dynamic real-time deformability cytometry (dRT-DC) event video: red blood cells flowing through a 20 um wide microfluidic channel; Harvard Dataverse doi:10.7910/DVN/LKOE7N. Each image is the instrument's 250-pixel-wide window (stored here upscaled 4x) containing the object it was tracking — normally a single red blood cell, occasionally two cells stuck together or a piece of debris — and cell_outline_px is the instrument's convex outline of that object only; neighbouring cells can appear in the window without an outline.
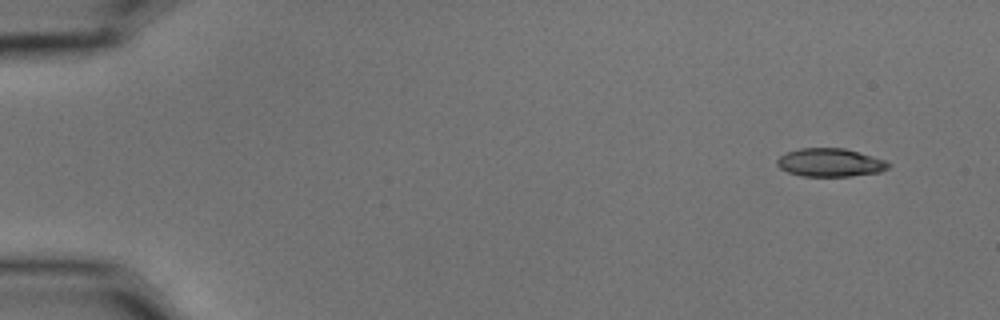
{"species": "common noctule bat (a hibernating species)", "species_latin": "Nyctalus noctula", "temperature_condition": "cold", "stored_images_in_passage": 5, "camera_frame_rate_fps": 3000, "um_per_image_px": 0.085, "animal": {"sex": "male", "body_mass_g": 15.6}, "frame": {"image": 1, "passage_image": 1, "time_ms": 0.0, "image_size_px": [1000, 320], "cell_outline_px": [[892, 164], [888, 168], [880, 172], [852, 176], [800, 176], [788, 172], [780, 168], [776, 164], [776, 160], [780, 156], [788, 152], [800, 148], [844, 148], [888, 160]], "centroid_in_image_um": [70.59, 13.82], "position_along_channel_um": 14.4, "area_um2": 18.5}}
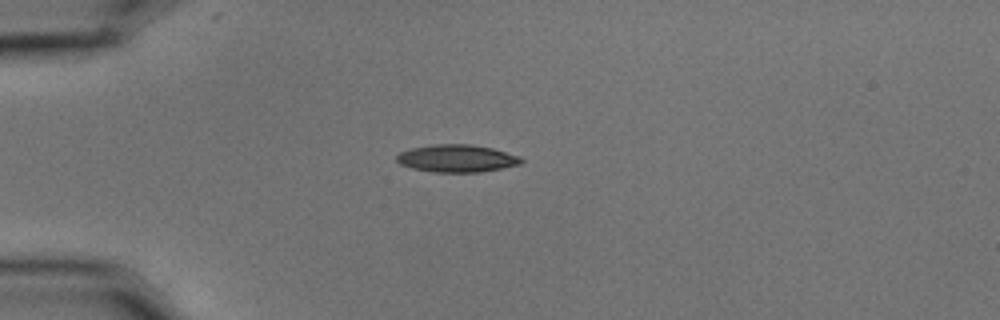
{"frame": {"image": 2, "passage_image": 4, "time_ms": 1.0, "image_size_px": [1000, 320], "cell_outline_px": [[524, 160], [520, 164], [480, 172], [432, 172], [412, 168], [400, 164], [396, 160], [396, 156], [400, 152], [412, 148], [432, 144], [472, 144], [492, 148], [520, 156]], "centroid_in_image_um": [38.82, 13.46], "position_along_channel_um": 46.2, "area_um2": 19.94}}